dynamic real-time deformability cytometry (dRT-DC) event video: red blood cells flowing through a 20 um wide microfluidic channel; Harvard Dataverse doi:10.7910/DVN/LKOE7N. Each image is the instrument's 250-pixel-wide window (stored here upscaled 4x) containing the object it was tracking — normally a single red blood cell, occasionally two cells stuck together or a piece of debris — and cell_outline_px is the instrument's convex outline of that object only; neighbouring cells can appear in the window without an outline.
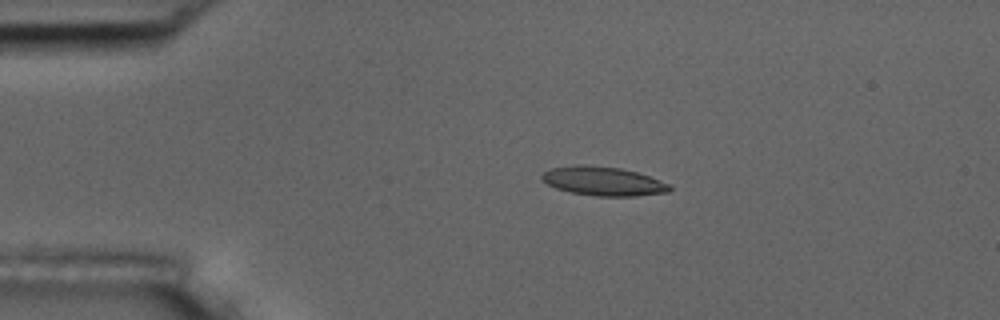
{"species": "common noctule bat (a hibernating species)", "species_latin": "Nyctalus noctula", "temperature_condition": "room temperature", "stored_images_in_passage": 55, "camera_frame_rate_fps": 3000, "um_per_image_px": 0.085, "animal": {"sex": "male", "body_mass_g": 17.5, "forearm_length_mm": 52.3}, "frame": {"image": 1, "passage_image": 11, "time_ms": 3.333, "image_size_px": [1000, 320], "cell_outline_px": [[672, 188], [668, 192], [636, 196], [596, 196], [572, 192], [556, 188], [540, 180], [540, 176], [544, 172], [552, 168], [576, 164], [584, 164], [620, 168], [636, 172], [672, 184]], "centroid_in_image_um": [51.27, 15.39], "position_along_channel_um": 33.7, "area_um2": 21.62}}
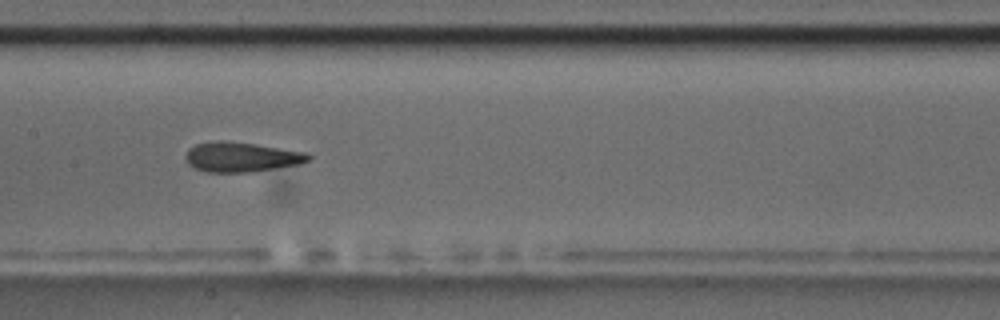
{"frame": {"image": 2, "passage_image": 27, "time_ms": 8.667, "image_size_px": [1000, 320], "cell_outline_px": [[312, 156], [308, 160], [300, 164], [248, 172], [208, 172], [192, 168], [188, 164], [184, 156], [188, 148], [196, 144], [220, 140], [228, 140], [256, 144], [308, 152]], "centroid_in_image_um": [20.49, 13.33], "position_along_channel_um": 186.9, "area_um2": 21.5}}
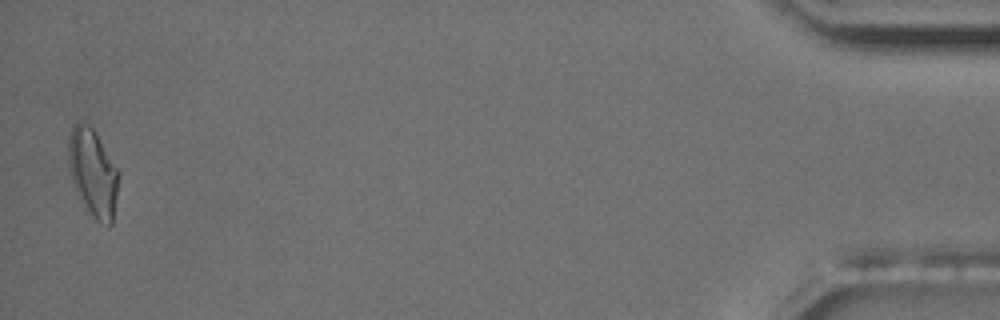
{"frame": {"image": 3, "passage_image": 54, "time_ms": 17.667, "image_size_px": [1000, 320], "cell_outline_px": [[120, 172], [112, 224], [108, 228], [100, 224], [84, 208], [72, 180], [68, 164], [68, 136], [72, 128], [80, 120], [84, 120], [96, 132]], "centroid_in_image_um": [7.91, 14.69], "position_along_channel_um": 427.3, "area_um2": 26.07}, "authors_computed_cell_mechanics": {"area_um2": 21.2704, "velocity_mm_per_s": 3.6611, "shape_relaxation_time_tau1_ms": 7.0702, "shape_relaxation_time_tau2_ms": 1.3094, "deformation_change_tau1": 0.2255, "deformation_change_tau2": 0.0871}}